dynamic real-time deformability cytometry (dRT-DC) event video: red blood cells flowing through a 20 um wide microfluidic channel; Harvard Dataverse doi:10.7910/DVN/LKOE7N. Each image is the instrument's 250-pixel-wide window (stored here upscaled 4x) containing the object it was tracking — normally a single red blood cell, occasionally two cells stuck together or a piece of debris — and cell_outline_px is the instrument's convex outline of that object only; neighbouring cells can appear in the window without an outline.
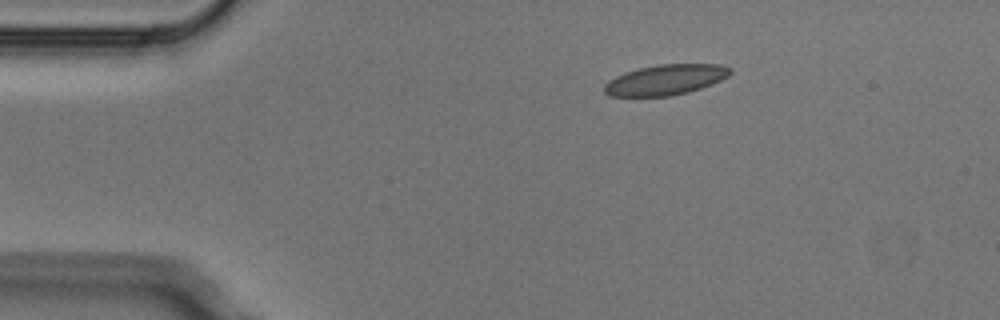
{"species": "Egyptian fruit bat (a non-hibernating species)", "species_latin": "Rousettus aegyptiacus", "temperature_condition": "cold", "stored_images_in_passage": 8, "camera_frame_rate_fps": 3000, "um_per_image_px": 0.085, "animal": {"sex": "male"}, "frame": {"image": 1, "passage_image": 1, "time_ms": 0.0, "image_size_px": [1000, 320], "cell_outline_px": [[732, 72], [728, 76], [712, 84], [688, 92], [672, 96], [608, 96], [604, 92], [604, 84], [608, 80], [624, 72], [656, 64], [720, 64], [732, 68]], "centroid_in_image_um": [56.56, 6.78], "position_along_channel_um": 28.4, "area_um2": 22.43}}
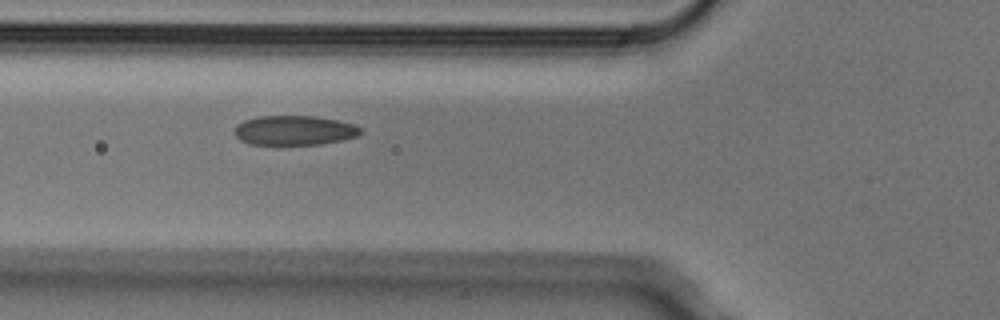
{"frame": {"image": 2, "passage_image": 4, "time_ms": 1.0, "image_size_px": [1000, 320], "cell_outline_px": [[364, 132], [360, 136], [320, 144], [248, 144], [240, 140], [236, 136], [236, 124], [244, 120], [260, 116], [312, 116], [336, 120], [356, 124]], "centroid_in_image_um": [25.05, 11.08], "position_along_channel_um": 100.7, "area_um2": 21.68}}
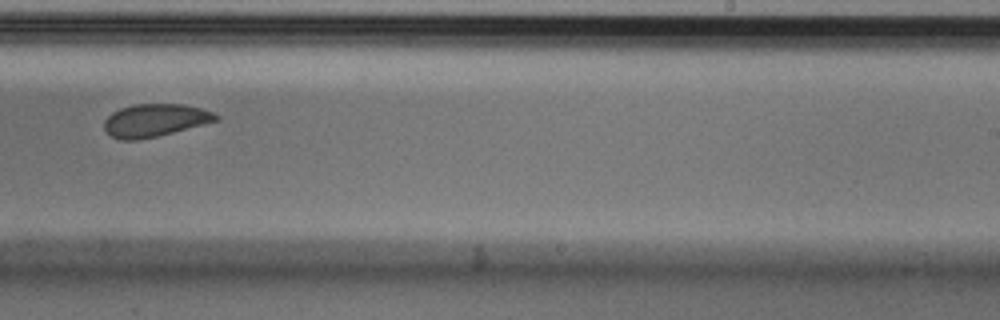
{"frame": {"image": 3, "passage_image": 8, "time_ms": 2.333, "image_size_px": [1000, 320], "cell_outline_px": [[220, 120], [140, 140], [120, 140], [112, 136], [104, 128], [104, 120], [112, 112], [120, 108], [136, 104], [184, 104], [216, 112], [220, 116]], "centroid_in_image_um": [13.19, 10.22], "position_along_channel_um": 275.8, "area_um2": 21.33}}